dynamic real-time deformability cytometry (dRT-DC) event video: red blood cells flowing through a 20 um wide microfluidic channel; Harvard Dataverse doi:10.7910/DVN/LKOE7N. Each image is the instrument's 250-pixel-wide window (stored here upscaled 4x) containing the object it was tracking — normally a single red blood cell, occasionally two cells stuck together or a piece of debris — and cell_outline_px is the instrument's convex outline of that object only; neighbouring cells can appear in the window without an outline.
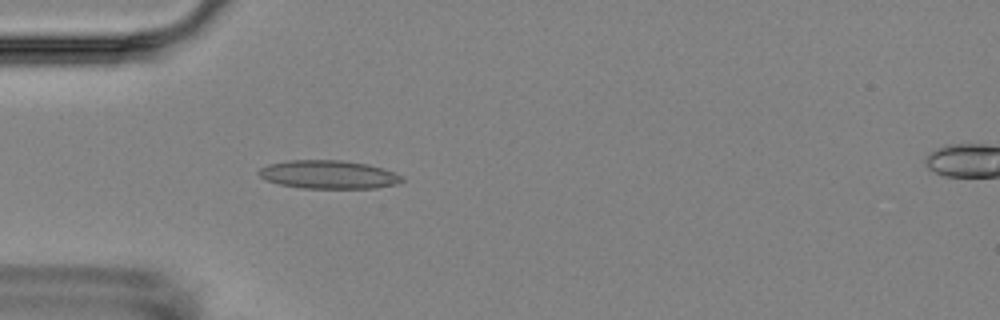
{"species": "Egyptian fruit bat (a non-hibernating species)", "species_latin": "Rousettus aegyptiacus", "temperature_condition": "room temperature", "stored_images_in_passage": 5, "camera_frame_rate_fps": 3000, "um_per_image_px": 0.085, "animal": {"sex": "female"}, "frame": {"image": 1, "passage_image": 4, "time_ms": 3.333, "image_size_px": [1000, 320], "cell_outline_px": [[404, 180], [396, 184], [376, 188], [300, 188], [280, 184], [268, 180], [260, 176], [256, 172], [260, 168], [268, 164], [288, 160], [340, 160], [368, 164], [404, 176]], "centroid_in_image_um": [27.91, 14.83], "position_along_channel_um": 57.1, "area_um2": 23.58}}